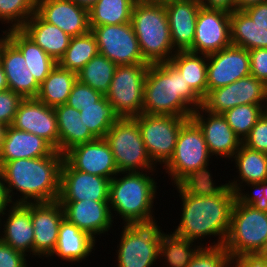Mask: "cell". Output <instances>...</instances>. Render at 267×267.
<instances>
[{
	"mask_svg": "<svg viewBox=\"0 0 267 267\" xmlns=\"http://www.w3.org/2000/svg\"><path fill=\"white\" fill-rule=\"evenodd\" d=\"M63 161L64 154L55 151L52 155L41 158L5 162L0 170L9 203L27 204L58 200ZM15 189L21 196L13 201Z\"/></svg>",
	"mask_w": 267,
	"mask_h": 267,
	"instance_id": "obj_2",
	"label": "cell"
},
{
	"mask_svg": "<svg viewBox=\"0 0 267 267\" xmlns=\"http://www.w3.org/2000/svg\"><path fill=\"white\" fill-rule=\"evenodd\" d=\"M236 267H267V264L263 263L257 256H251L239 260L235 263Z\"/></svg>",
	"mask_w": 267,
	"mask_h": 267,
	"instance_id": "obj_51",
	"label": "cell"
},
{
	"mask_svg": "<svg viewBox=\"0 0 267 267\" xmlns=\"http://www.w3.org/2000/svg\"><path fill=\"white\" fill-rule=\"evenodd\" d=\"M231 44L251 49L267 48V30L254 21L243 11L230 13Z\"/></svg>",
	"mask_w": 267,
	"mask_h": 267,
	"instance_id": "obj_33",
	"label": "cell"
},
{
	"mask_svg": "<svg viewBox=\"0 0 267 267\" xmlns=\"http://www.w3.org/2000/svg\"><path fill=\"white\" fill-rule=\"evenodd\" d=\"M194 241L183 239L172 233L162 232L160 238L159 257L165 259L164 263L169 267H187L198 250L204 245H194Z\"/></svg>",
	"mask_w": 267,
	"mask_h": 267,
	"instance_id": "obj_38",
	"label": "cell"
},
{
	"mask_svg": "<svg viewBox=\"0 0 267 267\" xmlns=\"http://www.w3.org/2000/svg\"><path fill=\"white\" fill-rule=\"evenodd\" d=\"M207 60V91L251 75L250 54L245 48L231 45L207 55Z\"/></svg>",
	"mask_w": 267,
	"mask_h": 267,
	"instance_id": "obj_15",
	"label": "cell"
},
{
	"mask_svg": "<svg viewBox=\"0 0 267 267\" xmlns=\"http://www.w3.org/2000/svg\"><path fill=\"white\" fill-rule=\"evenodd\" d=\"M55 151L43 138L12 126H6L0 144V167L7 161L41 158L52 155Z\"/></svg>",
	"mask_w": 267,
	"mask_h": 267,
	"instance_id": "obj_25",
	"label": "cell"
},
{
	"mask_svg": "<svg viewBox=\"0 0 267 267\" xmlns=\"http://www.w3.org/2000/svg\"><path fill=\"white\" fill-rule=\"evenodd\" d=\"M182 199L180 223L173 232L195 242L215 236L213 246H223L231 220L236 193L226 183H196L175 185ZM202 237V238H201Z\"/></svg>",
	"mask_w": 267,
	"mask_h": 267,
	"instance_id": "obj_1",
	"label": "cell"
},
{
	"mask_svg": "<svg viewBox=\"0 0 267 267\" xmlns=\"http://www.w3.org/2000/svg\"><path fill=\"white\" fill-rule=\"evenodd\" d=\"M77 5L89 10L98 0H72Z\"/></svg>",
	"mask_w": 267,
	"mask_h": 267,
	"instance_id": "obj_55",
	"label": "cell"
},
{
	"mask_svg": "<svg viewBox=\"0 0 267 267\" xmlns=\"http://www.w3.org/2000/svg\"><path fill=\"white\" fill-rule=\"evenodd\" d=\"M135 0H98L89 9V25L92 30L101 25H118L131 22Z\"/></svg>",
	"mask_w": 267,
	"mask_h": 267,
	"instance_id": "obj_35",
	"label": "cell"
},
{
	"mask_svg": "<svg viewBox=\"0 0 267 267\" xmlns=\"http://www.w3.org/2000/svg\"><path fill=\"white\" fill-rule=\"evenodd\" d=\"M36 12V0H0V21L20 29Z\"/></svg>",
	"mask_w": 267,
	"mask_h": 267,
	"instance_id": "obj_41",
	"label": "cell"
},
{
	"mask_svg": "<svg viewBox=\"0 0 267 267\" xmlns=\"http://www.w3.org/2000/svg\"><path fill=\"white\" fill-rule=\"evenodd\" d=\"M149 63L118 65L106 99L120 116L135 117L142 114L144 83Z\"/></svg>",
	"mask_w": 267,
	"mask_h": 267,
	"instance_id": "obj_10",
	"label": "cell"
},
{
	"mask_svg": "<svg viewBox=\"0 0 267 267\" xmlns=\"http://www.w3.org/2000/svg\"><path fill=\"white\" fill-rule=\"evenodd\" d=\"M80 113V119L96 138H104L112 125L120 118L106 96L94 105L81 107Z\"/></svg>",
	"mask_w": 267,
	"mask_h": 267,
	"instance_id": "obj_39",
	"label": "cell"
},
{
	"mask_svg": "<svg viewBox=\"0 0 267 267\" xmlns=\"http://www.w3.org/2000/svg\"><path fill=\"white\" fill-rule=\"evenodd\" d=\"M116 67L115 63L98 53L77 73V79L106 96Z\"/></svg>",
	"mask_w": 267,
	"mask_h": 267,
	"instance_id": "obj_37",
	"label": "cell"
},
{
	"mask_svg": "<svg viewBox=\"0 0 267 267\" xmlns=\"http://www.w3.org/2000/svg\"><path fill=\"white\" fill-rule=\"evenodd\" d=\"M36 13L70 37L89 32V10L72 0H36Z\"/></svg>",
	"mask_w": 267,
	"mask_h": 267,
	"instance_id": "obj_21",
	"label": "cell"
},
{
	"mask_svg": "<svg viewBox=\"0 0 267 267\" xmlns=\"http://www.w3.org/2000/svg\"><path fill=\"white\" fill-rule=\"evenodd\" d=\"M243 11L254 21V23L267 30V1L249 6Z\"/></svg>",
	"mask_w": 267,
	"mask_h": 267,
	"instance_id": "obj_49",
	"label": "cell"
},
{
	"mask_svg": "<svg viewBox=\"0 0 267 267\" xmlns=\"http://www.w3.org/2000/svg\"><path fill=\"white\" fill-rule=\"evenodd\" d=\"M9 201L7 200L5 189H4V181L3 175L0 170V211H2L8 204Z\"/></svg>",
	"mask_w": 267,
	"mask_h": 267,
	"instance_id": "obj_52",
	"label": "cell"
},
{
	"mask_svg": "<svg viewBox=\"0 0 267 267\" xmlns=\"http://www.w3.org/2000/svg\"><path fill=\"white\" fill-rule=\"evenodd\" d=\"M64 211V218L80 230L95 235L104 234L112 227V215L108 201H59Z\"/></svg>",
	"mask_w": 267,
	"mask_h": 267,
	"instance_id": "obj_22",
	"label": "cell"
},
{
	"mask_svg": "<svg viewBox=\"0 0 267 267\" xmlns=\"http://www.w3.org/2000/svg\"><path fill=\"white\" fill-rule=\"evenodd\" d=\"M267 245V213L237 199L232 207L229 230L223 246L232 260L256 256Z\"/></svg>",
	"mask_w": 267,
	"mask_h": 267,
	"instance_id": "obj_7",
	"label": "cell"
},
{
	"mask_svg": "<svg viewBox=\"0 0 267 267\" xmlns=\"http://www.w3.org/2000/svg\"><path fill=\"white\" fill-rule=\"evenodd\" d=\"M11 126L43 138L59 152V132L54 108L37 98H24L20 102Z\"/></svg>",
	"mask_w": 267,
	"mask_h": 267,
	"instance_id": "obj_16",
	"label": "cell"
},
{
	"mask_svg": "<svg viewBox=\"0 0 267 267\" xmlns=\"http://www.w3.org/2000/svg\"><path fill=\"white\" fill-rule=\"evenodd\" d=\"M242 143L248 148L267 154V116L264 113Z\"/></svg>",
	"mask_w": 267,
	"mask_h": 267,
	"instance_id": "obj_46",
	"label": "cell"
},
{
	"mask_svg": "<svg viewBox=\"0 0 267 267\" xmlns=\"http://www.w3.org/2000/svg\"><path fill=\"white\" fill-rule=\"evenodd\" d=\"M24 98L10 89L0 92V123L11 126L20 102Z\"/></svg>",
	"mask_w": 267,
	"mask_h": 267,
	"instance_id": "obj_45",
	"label": "cell"
},
{
	"mask_svg": "<svg viewBox=\"0 0 267 267\" xmlns=\"http://www.w3.org/2000/svg\"><path fill=\"white\" fill-rule=\"evenodd\" d=\"M8 216L3 221V233L0 240L10 245L13 249L33 255L34 228L31 221V203L12 204L9 203Z\"/></svg>",
	"mask_w": 267,
	"mask_h": 267,
	"instance_id": "obj_26",
	"label": "cell"
},
{
	"mask_svg": "<svg viewBox=\"0 0 267 267\" xmlns=\"http://www.w3.org/2000/svg\"><path fill=\"white\" fill-rule=\"evenodd\" d=\"M8 40L22 53L27 69L41 84L58 64L20 29H9Z\"/></svg>",
	"mask_w": 267,
	"mask_h": 267,
	"instance_id": "obj_30",
	"label": "cell"
},
{
	"mask_svg": "<svg viewBox=\"0 0 267 267\" xmlns=\"http://www.w3.org/2000/svg\"><path fill=\"white\" fill-rule=\"evenodd\" d=\"M267 85L252 75L217 89L207 91L202 108L210 113L223 114L238 105L265 104Z\"/></svg>",
	"mask_w": 267,
	"mask_h": 267,
	"instance_id": "obj_13",
	"label": "cell"
},
{
	"mask_svg": "<svg viewBox=\"0 0 267 267\" xmlns=\"http://www.w3.org/2000/svg\"><path fill=\"white\" fill-rule=\"evenodd\" d=\"M263 263L267 264V245L256 255Z\"/></svg>",
	"mask_w": 267,
	"mask_h": 267,
	"instance_id": "obj_56",
	"label": "cell"
},
{
	"mask_svg": "<svg viewBox=\"0 0 267 267\" xmlns=\"http://www.w3.org/2000/svg\"><path fill=\"white\" fill-rule=\"evenodd\" d=\"M95 244L96 239L63 218L59 228L56 248L49 257L56 255L64 261L73 263L81 260L82 262L95 250Z\"/></svg>",
	"mask_w": 267,
	"mask_h": 267,
	"instance_id": "obj_28",
	"label": "cell"
},
{
	"mask_svg": "<svg viewBox=\"0 0 267 267\" xmlns=\"http://www.w3.org/2000/svg\"><path fill=\"white\" fill-rule=\"evenodd\" d=\"M236 163L238 177L240 180L235 178L232 182L226 183L236 193L241 190L243 183H261L267 180V154L248 148L243 143L241 144L238 151L232 157ZM237 181L239 183H237ZM240 185V186H239Z\"/></svg>",
	"mask_w": 267,
	"mask_h": 267,
	"instance_id": "obj_31",
	"label": "cell"
},
{
	"mask_svg": "<svg viewBox=\"0 0 267 267\" xmlns=\"http://www.w3.org/2000/svg\"><path fill=\"white\" fill-rule=\"evenodd\" d=\"M4 35L2 34L3 37H0V50L2 45L8 40V33H9V28L8 30L6 29L5 31H3Z\"/></svg>",
	"mask_w": 267,
	"mask_h": 267,
	"instance_id": "obj_58",
	"label": "cell"
},
{
	"mask_svg": "<svg viewBox=\"0 0 267 267\" xmlns=\"http://www.w3.org/2000/svg\"><path fill=\"white\" fill-rule=\"evenodd\" d=\"M6 126L4 124L0 123V144L3 140L4 134H5Z\"/></svg>",
	"mask_w": 267,
	"mask_h": 267,
	"instance_id": "obj_59",
	"label": "cell"
},
{
	"mask_svg": "<svg viewBox=\"0 0 267 267\" xmlns=\"http://www.w3.org/2000/svg\"><path fill=\"white\" fill-rule=\"evenodd\" d=\"M230 13L201 7L190 52L210 55L231 46Z\"/></svg>",
	"mask_w": 267,
	"mask_h": 267,
	"instance_id": "obj_14",
	"label": "cell"
},
{
	"mask_svg": "<svg viewBox=\"0 0 267 267\" xmlns=\"http://www.w3.org/2000/svg\"><path fill=\"white\" fill-rule=\"evenodd\" d=\"M250 188H255V192L252 194L249 193H243L244 189L238 190L236 192V199L246 205H251L255 209H258L262 212L267 213V180L261 182V183H251V184H245Z\"/></svg>",
	"mask_w": 267,
	"mask_h": 267,
	"instance_id": "obj_44",
	"label": "cell"
},
{
	"mask_svg": "<svg viewBox=\"0 0 267 267\" xmlns=\"http://www.w3.org/2000/svg\"><path fill=\"white\" fill-rule=\"evenodd\" d=\"M170 62L183 75L192 90L203 99L207 94V55L177 51Z\"/></svg>",
	"mask_w": 267,
	"mask_h": 267,
	"instance_id": "obj_32",
	"label": "cell"
},
{
	"mask_svg": "<svg viewBox=\"0 0 267 267\" xmlns=\"http://www.w3.org/2000/svg\"><path fill=\"white\" fill-rule=\"evenodd\" d=\"M110 181L105 177L78 171L64 159L58 201H108Z\"/></svg>",
	"mask_w": 267,
	"mask_h": 267,
	"instance_id": "obj_18",
	"label": "cell"
},
{
	"mask_svg": "<svg viewBox=\"0 0 267 267\" xmlns=\"http://www.w3.org/2000/svg\"><path fill=\"white\" fill-rule=\"evenodd\" d=\"M201 106L202 99L170 61L149 64L142 113L190 118Z\"/></svg>",
	"mask_w": 267,
	"mask_h": 267,
	"instance_id": "obj_3",
	"label": "cell"
},
{
	"mask_svg": "<svg viewBox=\"0 0 267 267\" xmlns=\"http://www.w3.org/2000/svg\"><path fill=\"white\" fill-rule=\"evenodd\" d=\"M211 157L202 131L189 118L181 126L174 153L164 168L174 185L214 183L207 170Z\"/></svg>",
	"mask_w": 267,
	"mask_h": 267,
	"instance_id": "obj_5",
	"label": "cell"
},
{
	"mask_svg": "<svg viewBox=\"0 0 267 267\" xmlns=\"http://www.w3.org/2000/svg\"><path fill=\"white\" fill-rule=\"evenodd\" d=\"M77 74L61 68L58 64L40 84L37 99L49 107L66 104Z\"/></svg>",
	"mask_w": 267,
	"mask_h": 267,
	"instance_id": "obj_34",
	"label": "cell"
},
{
	"mask_svg": "<svg viewBox=\"0 0 267 267\" xmlns=\"http://www.w3.org/2000/svg\"><path fill=\"white\" fill-rule=\"evenodd\" d=\"M59 132V152L64 154L71 147L97 139L80 119V110L67 104L54 108Z\"/></svg>",
	"mask_w": 267,
	"mask_h": 267,
	"instance_id": "obj_29",
	"label": "cell"
},
{
	"mask_svg": "<svg viewBox=\"0 0 267 267\" xmlns=\"http://www.w3.org/2000/svg\"><path fill=\"white\" fill-rule=\"evenodd\" d=\"M26 256L0 240V267H28Z\"/></svg>",
	"mask_w": 267,
	"mask_h": 267,
	"instance_id": "obj_48",
	"label": "cell"
},
{
	"mask_svg": "<svg viewBox=\"0 0 267 267\" xmlns=\"http://www.w3.org/2000/svg\"><path fill=\"white\" fill-rule=\"evenodd\" d=\"M251 75L267 85V48L249 50Z\"/></svg>",
	"mask_w": 267,
	"mask_h": 267,
	"instance_id": "obj_47",
	"label": "cell"
},
{
	"mask_svg": "<svg viewBox=\"0 0 267 267\" xmlns=\"http://www.w3.org/2000/svg\"><path fill=\"white\" fill-rule=\"evenodd\" d=\"M152 162L166 164L172 157L181 126L189 119L174 115H146L133 117Z\"/></svg>",
	"mask_w": 267,
	"mask_h": 267,
	"instance_id": "obj_11",
	"label": "cell"
},
{
	"mask_svg": "<svg viewBox=\"0 0 267 267\" xmlns=\"http://www.w3.org/2000/svg\"><path fill=\"white\" fill-rule=\"evenodd\" d=\"M64 159L78 171L109 180L120 174L110 146L104 138H97L71 147L64 153Z\"/></svg>",
	"mask_w": 267,
	"mask_h": 267,
	"instance_id": "obj_17",
	"label": "cell"
},
{
	"mask_svg": "<svg viewBox=\"0 0 267 267\" xmlns=\"http://www.w3.org/2000/svg\"><path fill=\"white\" fill-rule=\"evenodd\" d=\"M264 114L267 116V101H266V105L264 106Z\"/></svg>",
	"mask_w": 267,
	"mask_h": 267,
	"instance_id": "obj_61",
	"label": "cell"
},
{
	"mask_svg": "<svg viewBox=\"0 0 267 267\" xmlns=\"http://www.w3.org/2000/svg\"><path fill=\"white\" fill-rule=\"evenodd\" d=\"M156 223L124 224L117 247L118 267H151L155 264L162 234Z\"/></svg>",
	"mask_w": 267,
	"mask_h": 267,
	"instance_id": "obj_9",
	"label": "cell"
},
{
	"mask_svg": "<svg viewBox=\"0 0 267 267\" xmlns=\"http://www.w3.org/2000/svg\"><path fill=\"white\" fill-rule=\"evenodd\" d=\"M7 89L9 88L6 80V75L4 73L2 65L0 64V92L5 91Z\"/></svg>",
	"mask_w": 267,
	"mask_h": 267,
	"instance_id": "obj_54",
	"label": "cell"
},
{
	"mask_svg": "<svg viewBox=\"0 0 267 267\" xmlns=\"http://www.w3.org/2000/svg\"><path fill=\"white\" fill-rule=\"evenodd\" d=\"M7 207H8V205L2 210V211H0V226L2 227V223H1V221H2V219H1V217L3 216V215H7L5 212H6V210H7ZM0 227V228H1ZM1 230V229H0Z\"/></svg>",
	"mask_w": 267,
	"mask_h": 267,
	"instance_id": "obj_60",
	"label": "cell"
},
{
	"mask_svg": "<svg viewBox=\"0 0 267 267\" xmlns=\"http://www.w3.org/2000/svg\"><path fill=\"white\" fill-rule=\"evenodd\" d=\"M267 0H236V9L237 10H244L249 6H253L256 4H260L266 2Z\"/></svg>",
	"mask_w": 267,
	"mask_h": 267,
	"instance_id": "obj_53",
	"label": "cell"
},
{
	"mask_svg": "<svg viewBox=\"0 0 267 267\" xmlns=\"http://www.w3.org/2000/svg\"><path fill=\"white\" fill-rule=\"evenodd\" d=\"M98 53L96 37L90 30L85 34L71 38L70 44L58 65L77 74Z\"/></svg>",
	"mask_w": 267,
	"mask_h": 267,
	"instance_id": "obj_36",
	"label": "cell"
},
{
	"mask_svg": "<svg viewBox=\"0 0 267 267\" xmlns=\"http://www.w3.org/2000/svg\"><path fill=\"white\" fill-rule=\"evenodd\" d=\"M169 0H135V2L139 3H166Z\"/></svg>",
	"mask_w": 267,
	"mask_h": 267,
	"instance_id": "obj_57",
	"label": "cell"
},
{
	"mask_svg": "<svg viewBox=\"0 0 267 267\" xmlns=\"http://www.w3.org/2000/svg\"><path fill=\"white\" fill-rule=\"evenodd\" d=\"M102 97L103 95L100 92L92 89L90 86L77 79L72 87L66 104L80 110L81 107L94 105V103L99 101Z\"/></svg>",
	"mask_w": 267,
	"mask_h": 267,
	"instance_id": "obj_43",
	"label": "cell"
},
{
	"mask_svg": "<svg viewBox=\"0 0 267 267\" xmlns=\"http://www.w3.org/2000/svg\"><path fill=\"white\" fill-rule=\"evenodd\" d=\"M173 47L176 51L192 48L199 9V0H169L164 3Z\"/></svg>",
	"mask_w": 267,
	"mask_h": 267,
	"instance_id": "obj_23",
	"label": "cell"
},
{
	"mask_svg": "<svg viewBox=\"0 0 267 267\" xmlns=\"http://www.w3.org/2000/svg\"><path fill=\"white\" fill-rule=\"evenodd\" d=\"M202 112L208 117L206 118ZM190 118L202 131L211 156L232 158L240 148L241 139L231 129L222 114L210 113L199 107Z\"/></svg>",
	"mask_w": 267,
	"mask_h": 267,
	"instance_id": "obj_20",
	"label": "cell"
},
{
	"mask_svg": "<svg viewBox=\"0 0 267 267\" xmlns=\"http://www.w3.org/2000/svg\"><path fill=\"white\" fill-rule=\"evenodd\" d=\"M201 7L205 9L223 10L229 13L236 9V0H199Z\"/></svg>",
	"mask_w": 267,
	"mask_h": 267,
	"instance_id": "obj_50",
	"label": "cell"
},
{
	"mask_svg": "<svg viewBox=\"0 0 267 267\" xmlns=\"http://www.w3.org/2000/svg\"><path fill=\"white\" fill-rule=\"evenodd\" d=\"M233 263V266H232ZM187 267H236L224 246H202Z\"/></svg>",
	"mask_w": 267,
	"mask_h": 267,
	"instance_id": "obj_42",
	"label": "cell"
},
{
	"mask_svg": "<svg viewBox=\"0 0 267 267\" xmlns=\"http://www.w3.org/2000/svg\"><path fill=\"white\" fill-rule=\"evenodd\" d=\"M0 64L6 75L8 88L23 98H36L40 84L27 69L22 53L7 40L0 50Z\"/></svg>",
	"mask_w": 267,
	"mask_h": 267,
	"instance_id": "obj_24",
	"label": "cell"
},
{
	"mask_svg": "<svg viewBox=\"0 0 267 267\" xmlns=\"http://www.w3.org/2000/svg\"><path fill=\"white\" fill-rule=\"evenodd\" d=\"M20 30L57 63L64 56L72 38L59 27L44 21L36 12Z\"/></svg>",
	"mask_w": 267,
	"mask_h": 267,
	"instance_id": "obj_27",
	"label": "cell"
},
{
	"mask_svg": "<svg viewBox=\"0 0 267 267\" xmlns=\"http://www.w3.org/2000/svg\"><path fill=\"white\" fill-rule=\"evenodd\" d=\"M109 186V206L123 219V224H150L156 221L153 203L157 182L144 172H121ZM126 174V175H125ZM148 175V176H147ZM153 215V216H152Z\"/></svg>",
	"mask_w": 267,
	"mask_h": 267,
	"instance_id": "obj_4",
	"label": "cell"
},
{
	"mask_svg": "<svg viewBox=\"0 0 267 267\" xmlns=\"http://www.w3.org/2000/svg\"><path fill=\"white\" fill-rule=\"evenodd\" d=\"M265 104L238 105L226 110L222 115L235 134L243 140L264 113Z\"/></svg>",
	"mask_w": 267,
	"mask_h": 267,
	"instance_id": "obj_40",
	"label": "cell"
},
{
	"mask_svg": "<svg viewBox=\"0 0 267 267\" xmlns=\"http://www.w3.org/2000/svg\"><path fill=\"white\" fill-rule=\"evenodd\" d=\"M64 211L58 200L31 203L34 228L33 255L49 257L55 250Z\"/></svg>",
	"mask_w": 267,
	"mask_h": 267,
	"instance_id": "obj_19",
	"label": "cell"
},
{
	"mask_svg": "<svg viewBox=\"0 0 267 267\" xmlns=\"http://www.w3.org/2000/svg\"><path fill=\"white\" fill-rule=\"evenodd\" d=\"M131 25L143 58L149 64L170 61L177 52L171 40L169 21L163 3L135 2Z\"/></svg>",
	"mask_w": 267,
	"mask_h": 267,
	"instance_id": "obj_6",
	"label": "cell"
},
{
	"mask_svg": "<svg viewBox=\"0 0 267 267\" xmlns=\"http://www.w3.org/2000/svg\"><path fill=\"white\" fill-rule=\"evenodd\" d=\"M104 139L110 146L119 173L154 171L155 164L148 155L138 122L133 117L119 118Z\"/></svg>",
	"mask_w": 267,
	"mask_h": 267,
	"instance_id": "obj_8",
	"label": "cell"
},
{
	"mask_svg": "<svg viewBox=\"0 0 267 267\" xmlns=\"http://www.w3.org/2000/svg\"><path fill=\"white\" fill-rule=\"evenodd\" d=\"M100 54L118 65L148 63L140 50L131 22L118 25H101L92 30Z\"/></svg>",
	"mask_w": 267,
	"mask_h": 267,
	"instance_id": "obj_12",
	"label": "cell"
}]
</instances>
